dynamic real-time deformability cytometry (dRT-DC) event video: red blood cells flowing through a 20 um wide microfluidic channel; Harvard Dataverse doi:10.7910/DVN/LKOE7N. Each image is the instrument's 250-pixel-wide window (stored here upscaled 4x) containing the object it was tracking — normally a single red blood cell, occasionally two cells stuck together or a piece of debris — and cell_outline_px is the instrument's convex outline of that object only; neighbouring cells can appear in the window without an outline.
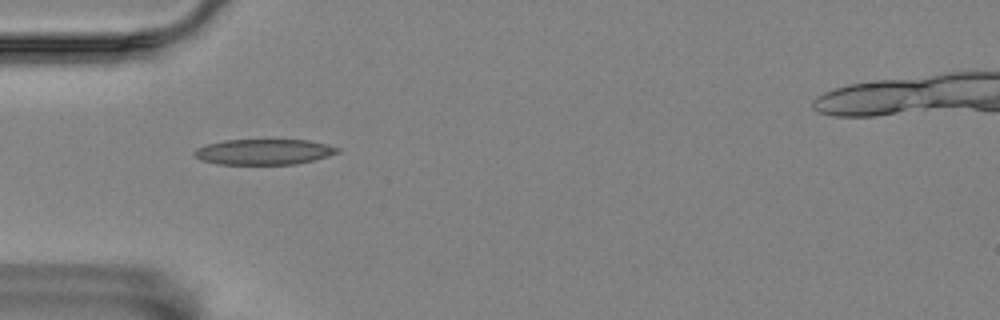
{"species": "Egyptian fruit bat (a non-hibernating species)", "species_latin": "Rousettus aegyptiacus", "temperature_condition": "room temperature", "stored_images_in_passage": 40, "camera_frame_rate_fps": 3000, "um_per_image_px": 0.085, "animal": {"sex": "female"}, "frame": {"image": 1, "passage_image": 1, "time_ms": 0.0, "image_size_px": [1000, 320], "cell_outline_px": [[340, 152], [328, 156], [296, 164], [216, 164], [200, 160], [192, 152], [196, 148], [208, 144], [224, 140], [308, 140], [328, 144], [340, 148]], "centroid_in_image_um": [22.43, 12.9], "position_along_channel_um": 62.6, "area_um2": 21.33}}
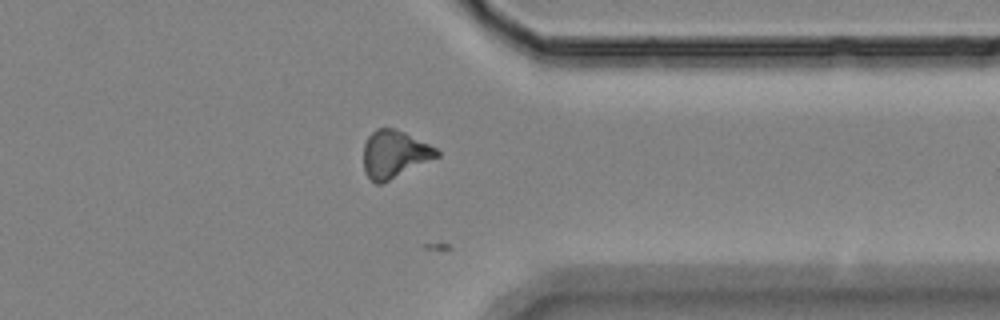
{"frame": {"image": 2, "passage_image": 28, "time_ms": 9.0, "image_size_px": [1000, 320], "cell_outline_px": [[440, 156], [380, 184], [376, 184], [364, 172], [364, 144], [368, 136], [376, 128], [392, 128], [404, 132], [436, 148], [440, 152]], "centroid_in_image_um": [33.51, 13.1], "position_along_channel_um": 377.9, "area_um2": 20.0}}
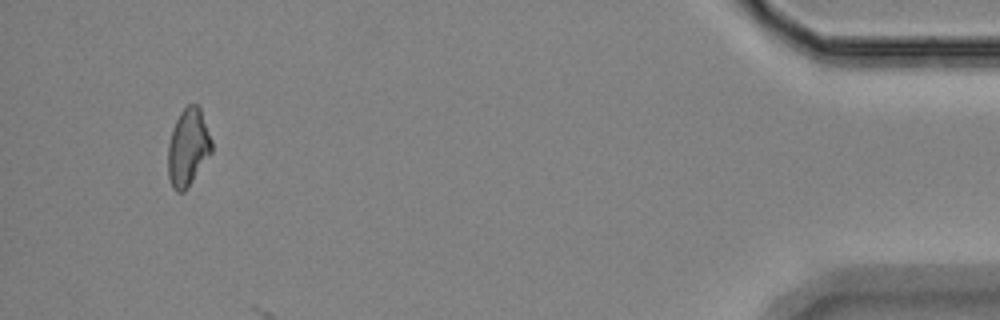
{"frame": {"image": 3, "passage_image": 37, "time_ms": 12.0, "image_size_px": [1000, 320], "cell_outline_px": [[212, 152], [184, 192], [176, 192], [172, 188], [168, 176], [168, 144], [172, 128], [180, 112], [188, 104], [196, 104], [200, 108], [212, 140]], "centroid_in_image_um": [15.97, 12.53], "position_along_channel_um": 419.2, "area_um2": 19.71}}